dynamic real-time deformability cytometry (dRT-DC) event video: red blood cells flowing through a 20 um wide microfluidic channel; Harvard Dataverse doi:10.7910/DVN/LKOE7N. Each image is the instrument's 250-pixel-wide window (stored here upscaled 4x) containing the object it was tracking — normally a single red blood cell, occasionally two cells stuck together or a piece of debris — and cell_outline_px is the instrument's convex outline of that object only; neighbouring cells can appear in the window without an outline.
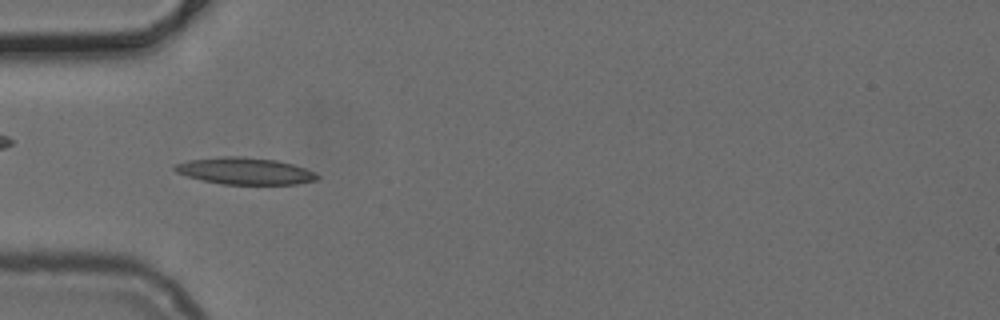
{"species": "common noctule bat (a hibernating species)", "species_latin": "Nyctalus noctula", "temperature_condition": "cold", "stored_images_in_passage": 51, "camera_frame_rate_fps": 3000, "um_per_image_px": 0.085, "animal": {"sex": "female", "body_mass_g": 24.6, "forearm_length_mm": 56.2}, "frame": {"image": 1, "passage_image": 16, "time_ms": 5.0, "image_size_px": [1000, 320], "cell_outline_px": [[320, 176], [316, 180], [296, 184], [220, 184], [188, 176], [176, 172], [172, 168], [176, 164], [188, 160], [224, 156], [244, 156], [276, 160], [292, 164], [304, 168]], "centroid_in_image_um": [20.8, 14.53], "position_along_channel_um": 64.2, "area_um2": 22.08}}
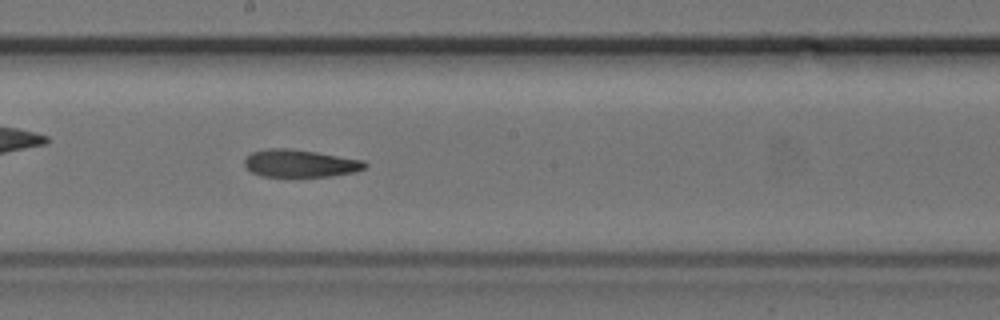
{"frame": {"image": 2, "passage_image": 28, "time_ms": 9.0, "image_size_px": [1000, 320], "cell_outline_px": [[368, 164], [364, 168], [356, 172], [332, 176], [260, 176], [252, 172], [244, 164], [244, 160], [252, 152], [268, 148], [292, 148], [364, 160]], "centroid_in_image_um": [25.53, 13.88], "position_along_channel_um": 222.7, "area_um2": 19.31}}
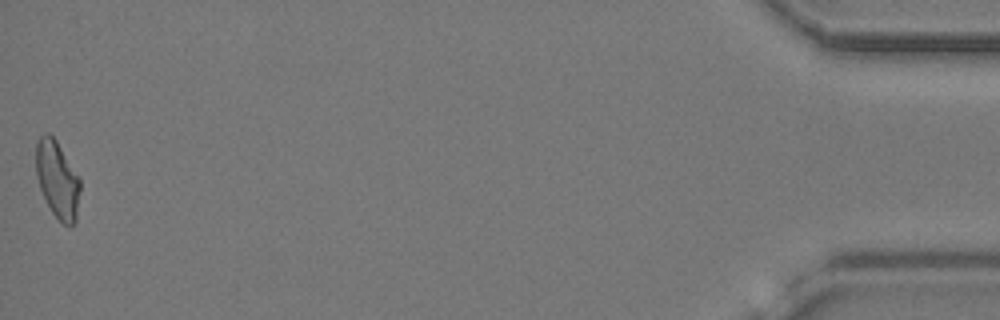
{"frame": {"image": 3, "passage_image": 51, "time_ms": 16.667, "image_size_px": [1000, 320], "cell_outline_px": [[80, 192], [76, 220], [72, 228], [64, 224], [52, 212], [40, 188], [36, 176], [36, 140], [44, 132], [48, 132], [56, 140], [80, 180]], "centroid_in_image_um": [4.87, 15.26], "position_along_channel_um": 430.3, "area_um2": 19.71}}